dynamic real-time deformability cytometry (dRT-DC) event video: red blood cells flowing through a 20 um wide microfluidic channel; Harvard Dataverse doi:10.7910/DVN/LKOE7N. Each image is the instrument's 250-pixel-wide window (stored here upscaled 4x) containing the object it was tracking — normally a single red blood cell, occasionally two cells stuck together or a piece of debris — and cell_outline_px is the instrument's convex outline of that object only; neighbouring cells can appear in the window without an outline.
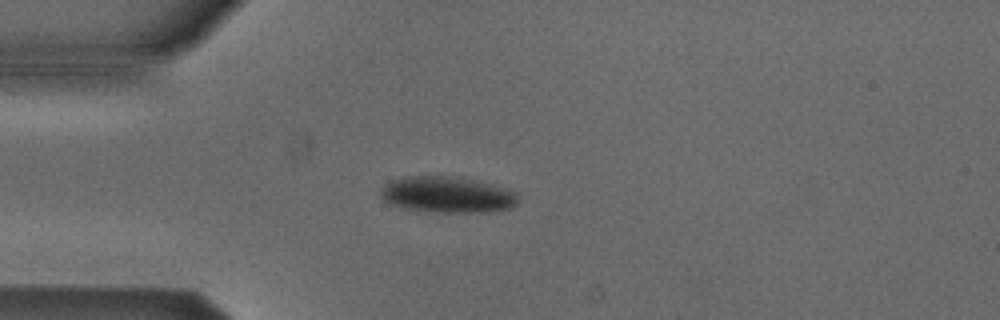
{"species": "Egyptian fruit bat (a non-hibernating species)", "species_latin": "Rousettus aegyptiacus", "temperature_condition": "cold", "stored_images_in_passage": 1, "camera_frame_rate_fps": 3000, "um_per_image_px": 0.085, "animal": {"sex": "male"}, "frame": {"image": 1, "passage_image": 1, "time_ms": 0.0, "image_size_px": [1000, 320], "cell_outline_px": [[516, 204], [512, 208], [488, 212], [432, 212], [400, 208], [388, 204], [380, 196], [380, 188], [384, 184], [392, 180], [404, 176], [448, 176], [488, 184], [504, 188], [516, 192]], "centroid_in_image_um": [37.92, 16.57], "position_along_channel_um": 47.1, "area_um2": 28.84}}